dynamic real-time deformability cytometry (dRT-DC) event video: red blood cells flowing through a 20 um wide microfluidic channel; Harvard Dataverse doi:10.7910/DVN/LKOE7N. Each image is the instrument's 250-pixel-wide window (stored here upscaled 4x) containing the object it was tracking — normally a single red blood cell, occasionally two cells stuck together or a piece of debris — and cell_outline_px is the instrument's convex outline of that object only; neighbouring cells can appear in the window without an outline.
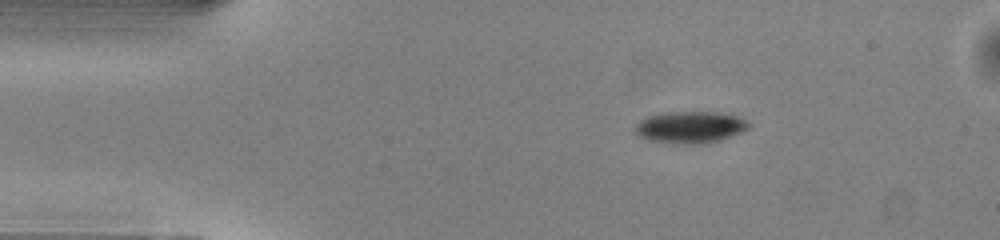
{"species": "common noctule bat (a hibernating species)", "species_latin": "Nyctalus noctula", "temperature_condition": "warm", "stored_images_in_passage": 44, "segment_of_instrument_passage": [1, 2], "camera_frame_rate_fps": 3000, "um_per_image_px": 0.085, "animal": {"sex": "male", "body_mass_g": 13.0, "forearm_length_mm": 53.1}, "frame": {"image": 1, "passage_image": 1, "time_ms": 0.0, "image_size_px": [1000, 240], "cell_outline_px": [[748, 128], [732, 136], [720, 140], [704, 144], [684, 144], [652, 140], [640, 136], [632, 132], [636, 124], [640, 120], [648, 116], [668, 112], [728, 112], [740, 116], [748, 124]], "centroid_in_image_um": [58.67, 10.8], "position_along_channel_um": 26.3, "area_um2": 21.1}}
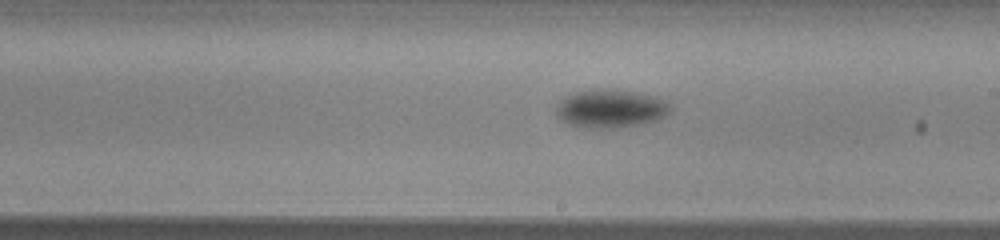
{"frame": {"image": 2, "passage_image": 21, "time_ms": 6.667, "image_size_px": [1000, 240], "cell_outline_px": [[672, 108], [664, 116], [656, 120], [636, 124], [612, 128], [584, 128], [572, 124], [564, 120], [556, 112], [556, 108], [560, 100], [576, 92], [592, 88], [604, 88], [636, 92], [660, 96], [668, 100], [672, 104]], "centroid_in_image_um": [51.97, 9.2], "position_along_channel_um": 237.0, "area_um2": 25.49}}
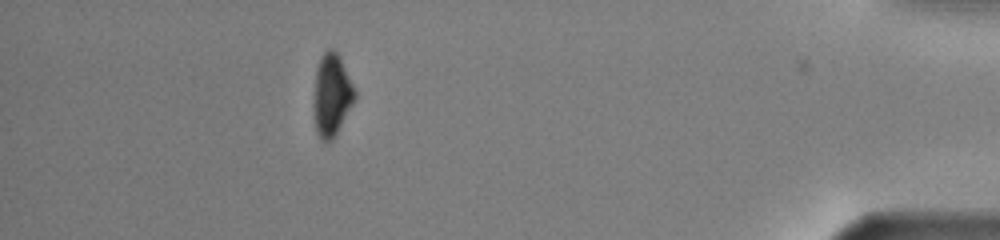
{"frame": {"image": 3, "passage_image": 38, "time_ms": 12.333, "image_size_px": [1000, 240], "cell_outline_px": [[356, 100], [336, 136], [332, 140], [324, 144], [320, 140], [316, 132], [312, 104], [316, 68], [320, 56], [328, 48], [332, 48], [340, 56], [356, 92]], "centroid_in_image_um": [28.18, 8.13], "position_along_channel_um": 407.0, "area_um2": 20.46}}